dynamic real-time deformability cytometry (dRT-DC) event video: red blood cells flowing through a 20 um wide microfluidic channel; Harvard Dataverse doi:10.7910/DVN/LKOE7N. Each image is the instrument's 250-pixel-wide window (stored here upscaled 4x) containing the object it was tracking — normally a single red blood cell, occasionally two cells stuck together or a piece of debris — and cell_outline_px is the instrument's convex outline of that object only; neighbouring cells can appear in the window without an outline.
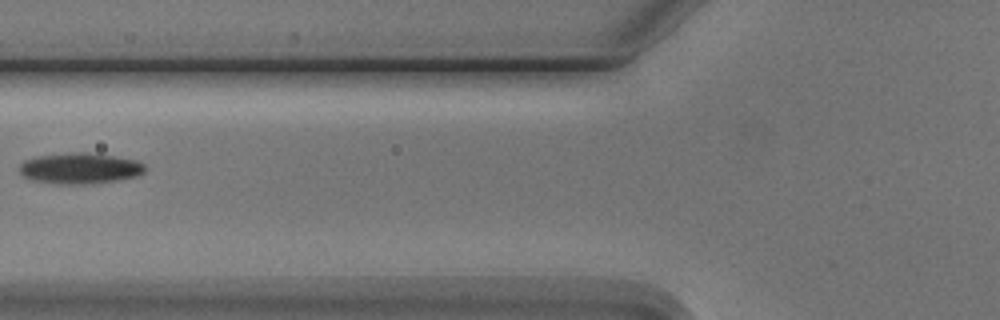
{"species": "Egyptian fruit bat (a non-hibernating species)", "species_latin": "Rousettus aegyptiacus", "temperature_condition": "cold", "stored_images_in_passage": 3, "camera_frame_rate_fps": 3000, "um_per_image_px": 0.085, "animal": {"sex": "male"}, "frame": {"image": 1, "passage_image": 3, "time_ms": 2.333, "image_size_px": [1000, 320], "cell_outline_px": [[144, 172], [136, 176], [116, 180], [88, 184], [60, 184], [32, 180], [24, 176], [20, 172], [20, 164], [24, 160], [40, 156], [68, 152], [84, 152], [112, 156], [136, 160], [144, 164]], "centroid_in_image_um": [6.78, 14.31], "position_along_channel_um": 119.0, "area_um2": 22.37}}